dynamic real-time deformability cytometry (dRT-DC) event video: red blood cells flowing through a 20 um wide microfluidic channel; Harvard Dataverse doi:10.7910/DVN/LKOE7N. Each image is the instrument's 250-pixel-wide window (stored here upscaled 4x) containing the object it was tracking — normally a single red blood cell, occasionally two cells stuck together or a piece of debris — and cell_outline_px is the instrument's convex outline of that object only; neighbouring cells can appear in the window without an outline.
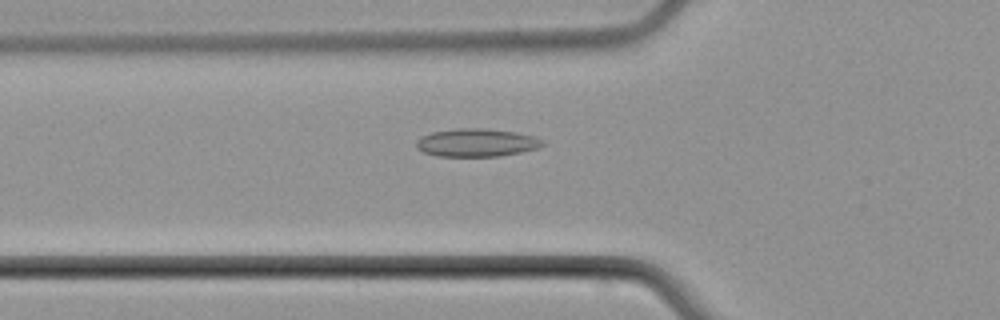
{"species": "common noctule bat (a hibernating species)", "species_latin": "Nyctalus noctula", "temperature_condition": "cold", "stored_images_in_passage": 4, "camera_frame_rate_fps": 3000, "um_per_image_px": 0.085, "animal": {"sex": "male", "body_mass_g": 21.5, "forearm_length_mm": 52.0}, "frame": {"image": 1, "passage_image": 4, "time_ms": 3.333, "image_size_px": [1000, 320], "cell_outline_px": [[544, 144], [540, 148], [500, 156], [436, 156], [424, 152], [416, 148], [416, 140], [420, 136], [432, 132], [460, 128], [484, 128], [516, 132], [536, 136], [544, 140]], "centroid_in_image_um": [40.53, 12.12], "position_along_channel_um": 85.3, "area_um2": 20.81}}